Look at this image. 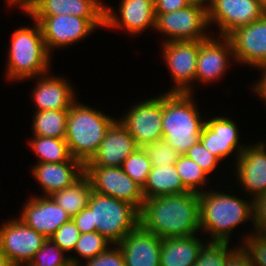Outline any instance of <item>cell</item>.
I'll list each match as a JSON object with an SVG mask.
<instances>
[{
    "label": "cell",
    "mask_w": 266,
    "mask_h": 266,
    "mask_svg": "<svg viewBox=\"0 0 266 266\" xmlns=\"http://www.w3.org/2000/svg\"><path fill=\"white\" fill-rule=\"evenodd\" d=\"M84 266H125L124 256L116 244L113 249H107L102 254L87 260Z\"/></svg>",
    "instance_id": "39"
},
{
    "label": "cell",
    "mask_w": 266,
    "mask_h": 266,
    "mask_svg": "<svg viewBox=\"0 0 266 266\" xmlns=\"http://www.w3.org/2000/svg\"><path fill=\"white\" fill-rule=\"evenodd\" d=\"M152 166L166 167L175 164L179 153L164 139L144 146Z\"/></svg>",
    "instance_id": "35"
},
{
    "label": "cell",
    "mask_w": 266,
    "mask_h": 266,
    "mask_svg": "<svg viewBox=\"0 0 266 266\" xmlns=\"http://www.w3.org/2000/svg\"><path fill=\"white\" fill-rule=\"evenodd\" d=\"M155 14H166L185 8L187 0H154Z\"/></svg>",
    "instance_id": "42"
},
{
    "label": "cell",
    "mask_w": 266,
    "mask_h": 266,
    "mask_svg": "<svg viewBox=\"0 0 266 266\" xmlns=\"http://www.w3.org/2000/svg\"><path fill=\"white\" fill-rule=\"evenodd\" d=\"M115 121L116 119L75 101L68 110L65 135L72 158L84 165L89 162Z\"/></svg>",
    "instance_id": "5"
},
{
    "label": "cell",
    "mask_w": 266,
    "mask_h": 266,
    "mask_svg": "<svg viewBox=\"0 0 266 266\" xmlns=\"http://www.w3.org/2000/svg\"><path fill=\"white\" fill-rule=\"evenodd\" d=\"M34 25L18 28L12 34L6 66L10 81L28 80L49 72L51 54L44 42L40 24L35 21Z\"/></svg>",
    "instance_id": "6"
},
{
    "label": "cell",
    "mask_w": 266,
    "mask_h": 266,
    "mask_svg": "<svg viewBox=\"0 0 266 266\" xmlns=\"http://www.w3.org/2000/svg\"><path fill=\"white\" fill-rule=\"evenodd\" d=\"M266 144L257 142L244 148L236 159L237 181L242 183L244 191L249 192L252 199L266 193Z\"/></svg>",
    "instance_id": "21"
},
{
    "label": "cell",
    "mask_w": 266,
    "mask_h": 266,
    "mask_svg": "<svg viewBox=\"0 0 266 266\" xmlns=\"http://www.w3.org/2000/svg\"><path fill=\"white\" fill-rule=\"evenodd\" d=\"M235 249V250H234ZM225 266H253L248 253L243 247L233 248L226 256Z\"/></svg>",
    "instance_id": "41"
},
{
    "label": "cell",
    "mask_w": 266,
    "mask_h": 266,
    "mask_svg": "<svg viewBox=\"0 0 266 266\" xmlns=\"http://www.w3.org/2000/svg\"><path fill=\"white\" fill-rule=\"evenodd\" d=\"M192 93L163 94V139L180 155L200 140L206 120L200 116Z\"/></svg>",
    "instance_id": "3"
},
{
    "label": "cell",
    "mask_w": 266,
    "mask_h": 266,
    "mask_svg": "<svg viewBox=\"0 0 266 266\" xmlns=\"http://www.w3.org/2000/svg\"><path fill=\"white\" fill-rule=\"evenodd\" d=\"M19 217L27 226L49 239L71 217L50 197H32Z\"/></svg>",
    "instance_id": "17"
},
{
    "label": "cell",
    "mask_w": 266,
    "mask_h": 266,
    "mask_svg": "<svg viewBox=\"0 0 266 266\" xmlns=\"http://www.w3.org/2000/svg\"><path fill=\"white\" fill-rule=\"evenodd\" d=\"M80 233L97 231L115 247L140 225L139 209L127 201L92 192L88 206L72 217Z\"/></svg>",
    "instance_id": "2"
},
{
    "label": "cell",
    "mask_w": 266,
    "mask_h": 266,
    "mask_svg": "<svg viewBox=\"0 0 266 266\" xmlns=\"http://www.w3.org/2000/svg\"><path fill=\"white\" fill-rule=\"evenodd\" d=\"M174 166L184 187L188 191L197 194L203 192L201 187L207 182L208 174L195 161L188 158L185 154L179 155Z\"/></svg>",
    "instance_id": "30"
},
{
    "label": "cell",
    "mask_w": 266,
    "mask_h": 266,
    "mask_svg": "<svg viewBox=\"0 0 266 266\" xmlns=\"http://www.w3.org/2000/svg\"><path fill=\"white\" fill-rule=\"evenodd\" d=\"M0 266H13L8 257L0 249Z\"/></svg>",
    "instance_id": "46"
},
{
    "label": "cell",
    "mask_w": 266,
    "mask_h": 266,
    "mask_svg": "<svg viewBox=\"0 0 266 266\" xmlns=\"http://www.w3.org/2000/svg\"><path fill=\"white\" fill-rule=\"evenodd\" d=\"M234 61L259 68L266 62V13L258 20L236 28L227 36Z\"/></svg>",
    "instance_id": "14"
},
{
    "label": "cell",
    "mask_w": 266,
    "mask_h": 266,
    "mask_svg": "<svg viewBox=\"0 0 266 266\" xmlns=\"http://www.w3.org/2000/svg\"><path fill=\"white\" fill-rule=\"evenodd\" d=\"M32 174L43 189V196L72 186L85 174L82 162L37 163Z\"/></svg>",
    "instance_id": "23"
},
{
    "label": "cell",
    "mask_w": 266,
    "mask_h": 266,
    "mask_svg": "<svg viewBox=\"0 0 266 266\" xmlns=\"http://www.w3.org/2000/svg\"><path fill=\"white\" fill-rule=\"evenodd\" d=\"M259 69H262V79L259 80V82L255 83L253 85L254 91L256 92L257 95H259L263 100L266 102V62H264Z\"/></svg>",
    "instance_id": "43"
},
{
    "label": "cell",
    "mask_w": 266,
    "mask_h": 266,
    "mask_svg": "<svg viewBox=\"0 0 266 266\" xmlns=\"http://www.w3.org/2000/svg\"><path fill=\"white\" fill-rule=\"evenodd\" d=\"M219 39L220 41L209 37L204 41H199L195 81L199 79L202 83H212L214 80L216 82L226 72L230 56L234 59L230 39L226 36H220Z\"/></svg>",
    "instance_id": "18"
},
{
    "label": "cell",
    "mask_w": 266,
    "mask_h": 266,
    "mask_svg": "<svg viewBox=\"0 0 266 266\" xmlns=\"http://www.w3.org/2000/svg\"><path fill=\"white\" fill-rule=\"evenodd\" d=\"M37 1L38 0H7L6 2H8L11 6L12 4L13 6L19 4L21 9L23 10V13H27Z\"/></svg>",
    "instance_id": "44"
},
{
    "label": "cell",
    "mask_w": 266,
    "mask_h": 266,
    "mask_svg": "<svg viewBox=\"0 0 266 266\" xmlns=\"http://www.w3.org/2000/svg\"><path fill=\"white\" fill-rule=\"evenodd\" d=\"M80 231L77 228L72 218L64 223L51 237L50 239L59 246V248L65 252H73L76 242L80 236Z\"/></svg>",
    "instance_id": "37"
},
{
    "label": "cell",
    "mask_w": 266,
    "mask_h": 266,
    "mask_svg": "<svg viewBox=\"0 0 266 266\" xmlns=\"http://www.w3.org/2000/svg\"><path fill=\"white\" fill-rule=\"evenodd\" d=\"M42 29L49 53L52 48L66 47L79 42L97 28L87 19L74 15L30 16Z\"/></svg>",
    "instance_id": "13"
},
{
    "label": "cell",
    "mask_w": 266,
    "mask_h": 266,
    "mask_svg": "<svg viewBox=\"0 0 266 266\" xmlns=\"http://www.w3.org/2000/svg\"><path fill=\"white\" fill-rule=\"evenodd\" d=\"M69 259H70V261L69 262H67L66 264H64V265H62V266H81L80 264V260L78 261L77 259H76V257L75 258H73V257H69Z\"/></svg>",
    "instance_id": "47"
},
{
    "label": "cell",
    "mask_w": 266,
    "mask_h": 266,
    "mask_svg": "<svg viewBox=\"0 0 266 266\" xmlns=\"http://www.w3.org/2000/svg\"><path fill=\"white\" fill-rule=\"evenodd\" d=\"M28 16L74 15L87 18L96 28L104 27L105 5L99 0H38Z\"/></svg>",
    "instance_id": "20"
},
{
    "label": "cell",
    "mask_w": 266,
    "mask_h": 266,
    "mask_svg": "<svg viewBox=\"0 0 266 266\" xmlns=\"http://www.w3.org/2000/svg\"><path fill=\"white\" fill-rule=\"evenodd\" d=\"M203 245L197 234L164 238L161 242L160 266H194Z\"/></svg>",
    "instance_id": "25"
},
{
    "label": "cell",
    "mask_w": 266,
    "mask_h": 266,
    "mask_svg": "<svg viewBox=\"0 0 266 266\" xmlns=\"http://www.w3.org/2000/svg\"><path fill=\"white\" fill-rule=\"evenodd\" d=\"M68 110H45L35 112L32 131L41 137L65 138Z\"/></svg>",
    "instance_id": "29"
},
{
    "label": "cell",
    "mask_w": 266,
    "mask_h": 266,
    "mask_svg": "<svg viewBox=\"0 0 266 266\" xmlns=\"http://www.w3.org/2000/svg\"><path fill=\"white\" fill-rule=\"evenodd\" d=\"M155 16V29L168 35L164 42L204 41L209 38L204 31L209 26L207 9L199 5L189 4L174 12Z\"/></svg>",
    "instance_id": "7"
},
{
    "label": "cell",
    "mask_w": 266,
    "mask_h": 266,
    "mask_svg": "<svg viewBox=\"0 0 266 266\" xmlns=\"http://www.w3.org/2000/svg\"><path fill=\"white\" fill-rule=\"evenodd\" d=\"M92 192V184L84 174L72 186L57 191L50 197L72 218L80 210L88 206V201Z\"/></svg>",
    "instance_id": "27"
},
{
    "label": "cell",
    "mask_w": 266,
    "mask_h": 266,
    "mask_svg": "<svg viewBox=\"0 0 266 266\" xmlns=\"http://www.w3.org/2000/svg\"><path fill=\"white\" fill-rule=\"evenodd\" d=\"M187 2L189 3V4H194V5H199V6H201V7H203V8H206L207 10H208V8H209V6H210V3H211V0H187ZM205 2H206V4H205ZM209 3V4H208ZM206 6H205V5Z\"/></svg>",
    "instance_id": "45"
},
{
    "label": "cell",
    "mask_w": 266,
    "mask_h": 266,
    "mask_svg": "<svg viewBox=\"0 0 266 266\" xmlns=\"http://www.w3.org/2000/svg\"><path fill=\"white\" fill-rule=\"evenodd\" d=\"M41 78V79H40ZM33 99L37 111L69 110L76 101L72 85L63 78L51 77L46 74L38 77V82L33 89Z\"/></svg>",
    "instance_id": "24"
},
{
    "label": "cell",
    "mask_w": 266,
    "mask_h": 266,
    "mask_svg": "<svg viewBox=\"0 0 266 266\" xmlns=\"http://www.w3.org/2000/svg\"><path fill=\"white\" fill-rule=\"evenodd\" d=\"M203 245L194 266H225L229 242L208 241ZM230 250V251H229Z\"/></svg>",
    "instance_id": "33"
},
{
    "label": "cell",
    "mask_w": 266,
    "mask_h": 266,
    "mask_svg": "<svg viewBox=\"0 0 266 266\" xmlns=\"http://www.w3.org/2000/svg\"><path fill=\"white\" fill-rule=\"evenodd\" d=\"M85 175L96 193L124 200L139 210L145 200L142 188L121 167H85Z\"/></svg>",
    "instance_id": "10"
},
{
    "label": "cell",
    "mask_w": 266,
    "mask_h": 266,
    "mask_svg": "<svg viewBox=\"0 0 266 266\" xmlns=\"http://www.w3.org/2000/svg\"><path fill=\"white\" fill-rule=\"evenodd\" d=\"M162 239L140 225L119 244L125 266H160Z\"/></svg>",
    "instance_id": "22"
},
{
    "label": "cell",
    "mask_w": 266,
    "mask_h": 266,
    "mask_svg": "<svg viewBox=\"0 0 266 266\" xmlns=\"http://www.w3.org/2000/svg\"><path fill=\"white\" fill-rule=\"evenodd\" d=\"M243 238V249L248 253L253 266H266V234L254 231ZM246 243V245H245Z\"/></svg>",
    "instance_id": "36"
},
{
    "label": "cell",
    "mask_w": 266,
    "mask_h": 266,
    "mask_svg": "<svg viewBox=\"0 0 266 266\" xmlns=\"http://www.w3.org/2000/svg\"><path fill=\"white\" fill-rule=\"evenodd\" d=\"M142 192L144 198L147 199L186 193L188 190L184 187L174 164H172L162 168L152 166Z\"/></svg>",
    "instance_id": "26"
},
{
    "label": "cell",
    "mask_w": 266,
    "mask_h": 266,
    "mask_svg": "<svg viewBox=\"0 0 266 266\" xmlns=\"http://www.w3.org/2000/svg\"><path fill=\"white\" fill-rule=\"evenodd\" d=\"M199 195L186 192L147 198L139 210L140 226L161 239L200 231Z\"/></svg>",
    "instance_id": "1"
},
{
    "label": "cell",
    "mask_w": 266,
    "mask_h": 266,
    "mask_svg": "<svg viewBox=\"0 0 266 266\" xmlns=\"http://www.w3.org/2000/svg\"><path fill=\"white\" fill-rule=\"evenodd\" d=\"M110 244L112 243L97 231L81 233L76 242L74 251L79 254L78 256L87 261L102 254L109 248L107 245Z\"/></svg>",
    "instance_id": "32"
},
{
    "label": "cell",
    "mask_w": 266,
    "mask_h": 266,
    "mask_svg": "<svg viewBox=\"0 0 266 266\" xmlns=\"http://www.w3.org/2000/svg\"><path fill=\"white\" fill-rule=\"evenodd\" d=\"M259 1L266 8V0H259Z\"/></svg>",
    "instance_id": "48"
},
{
    "label": "cell",
    "mask_w": 266,
    "mask_h": 266,
    "mask_svg": "<svg viewBox=\"0 0 266 266\" xmlns=\"http://www.w3.org/2000/svg\"><path fill=\"white\" fill-rule=\"evenodd\" d=\"M119 16L105 6L104 27L125 28L133 34L142 33L145 28L156 26L154 0H121ZM142 31V32H141Z\"/></svg>",
    "instance_id": "15"
},
{
    "label": "cell",
    "mask_w": 266,
    "mask_h": 266,
    "mask_svg": "<svg viewBox=\"0 0 266 266\" xmlns=\"http://www.w3.org/2000/svg\"><path fill=\"white\" fill-rule=\"evenodd\" d=\"M185 155L195 161L208 175L217 167L220 161L204 147L200 140Z\"/></svg>",
    "instance_id": "38"
},
{
    "label": "cell",
    "mask_w": 266,
    "mask_h": 266,
    "mask_svg": "<svg viewBox=\"0 0 266 266\" xmlns=\"http://www.w3.org/2000/svg\"><path fill=\"white\" fill-rule=\"evenodd\" d=\"M138 147L128 129L120 120H116L107 130L97 153L85 167H121Z\"/></svg>",
    "instance_id": "16"
},
{
    "label": "cell",
    "mask_w": 266,
    "mask_h": 266,
    "mask_svg": "<svg viewBox=\"0 0 266 266\" xmlns=\"http://www.w3.org/2000/svg\"><path fill=\"white\" fill-rule=\"evenodd\" d=\"M162 45L164 61L176 82L168 91L193 94L191 82L195 81L199 41H171Z\"/></svg>",
    "instance_id": "12"
},
{
    "label": "cell",
    "mask_w": 266,
    "mask_h": 266,
    "mask_svg": "<svg viewBox=\"0 0 266 266\" xmlns=\"http://www.w3.org/2000/svg\"><path fill=\"white\" fill-rule=\"evenodd\" d=\"M31 149L40 159L38 163L80 162L72 158L65 138L41 137L34 135Z\"/></svg>",
    "instance_id": "28"
},
{
    "label": "cell",
    "mask_w": 266,
    "mask_h": 266,
    "mask_svg": "<svg viewBox=\"0 0 266 266\" xmlns=\"http://www.w3.org/2000/svg\"><path fill=\"white\" fill-rule=\"evenodd\" d=\"M253 202V227L256 232L266 234V193L256 196Z\"/></svg>",
    "instance_id": "40"
},
{
    "label": "cell",
    "mask_w": 266,
    "mask_h": 266,
    "mask_svg": "<svg viewBox=\"0 0 266 266\" xmlns=\"http://www.w3.org/2000/svg\"><path fill=\"white\" fill-rule=\"evenodd\" d=\"M120 121L139 147L163 139V95L134 105Z\"/></svg>",
    "instance_id": "8"
},
{
    "label": "cell",
    "mask_w": 266,
    "mask_h": 266,
    "mask_svg": "<svg viewBox=\"0 0 266 266\" xmlns=\"http://www.w3.org/2000/svg\"><path fill=\"white\" fill-rule=\"evenodd\" d=\"M209 191L198 194L200 230L211 233L210 241L230 242L236 226L247 219L252 222L253 202L224 192Z\"/></svg>",
    "instance_id": "4"
},
{
    "label": "cell",
    "mask_w": 266,
    "mask_h": 266,
    "mask_svg": "<svg viewBox=\"0 0 266 266\" xmlns=\"http://www.w3.org/2000/svg\"><path fill=\"white\" fill-rule=\"evenodd\" d=\"M64 253L65 252L49 238L44 242L42 247L35 252L27 266H62L70 261L69 256H64Z\"/></svg>",
    "instance_id": "34"
},
{
    "label": "cell",
    "mask_w": 266,
    "mask_h": 266,
    "mask_svg": "<svg viewBox=\"0 0 266 266\" xmlns=\"http://www.w3.org/2000/svg\"><path fill=\"white\" fill-rule=\"evenodd\" d=\"M151 167V161L144 147H138L121 166L123 171L142 189L147 182Z\"/></svg>",
    "instance_id": "31"
},
{
    "label": "cell",
    "mask_w": 266,
    "mask_h": 266,
    "mask_svg": "<svg viewBox=\"0 0 266 266\" xmlns=\"http://www.w3.org/2000/svg\"><path fill=\"white\" fill-rule=\"evenodd\" d=\"M207 13L209 26L215 22L219 37H227L236 28L260 19L266 8L259 0H211Z\"/></svg>",
    "instance_id": "11"
},
{
    "label": "cell",
    "mask_w": 266,
    "mask_h": 266,
    "mask_svg": "<svg viewBox=\"0 0 266 266\" xmlns=\"http://www.w3.org/2000/svg\"><path fill=\"white\" fill-rule=\"evenodd\" d=\"M47 238L20 219L0 226V249L13 266H27Z\"/></svg>",
    "instance_id": "9"
},
{
    "label": "cell",
    "mask_w": 266,
    "mask_h": 266,
    "mask_svg": "<svg viewBox=\"0 0 266 266\" xmlns=\"http://www.w3.org/2000/svg\"><path fill=\"white\" fill-rule=\"evenodd\" d=\"M238 133L237 125L230 118L211 117L203 126L200 142L219 160L227 158L236 149L238 158L246 147L245 144L239 145Z\"/></svg>",
    "instance_id": "19"
}]
</instances>
